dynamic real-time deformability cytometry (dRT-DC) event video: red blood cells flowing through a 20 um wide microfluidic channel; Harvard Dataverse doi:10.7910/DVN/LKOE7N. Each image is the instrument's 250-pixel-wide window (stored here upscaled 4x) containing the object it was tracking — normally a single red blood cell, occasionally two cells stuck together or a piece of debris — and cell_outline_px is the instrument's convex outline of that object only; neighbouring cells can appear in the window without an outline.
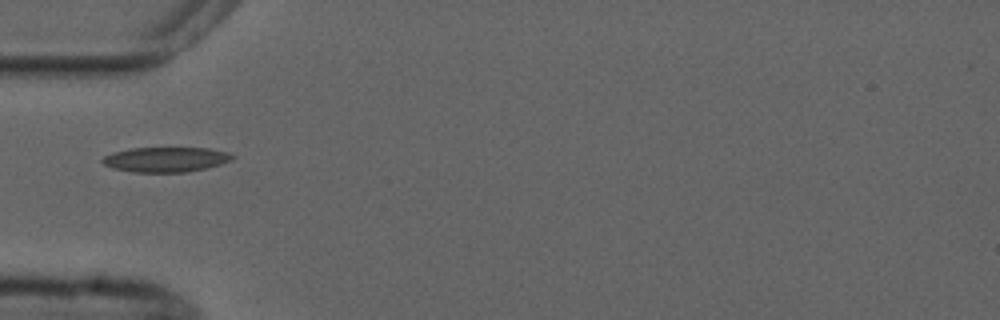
{"species": "common noctule bat (a hibernating species)", "species_latin": "Nyctalus noctula", "temperature_condition": "cold", "stored_images_in_passage": 1, "camera_frame_rate_fps": 3000, "um_per_image_px": 0.085, "animal": {"sex": "male", "forearm_length_mm": 52.5}, "frame": {"image": 1, "passage_image": 1, "time_ms": 0.0, "image_size_px": [1000, 320], "cell_outline_px": [[236, 156], [232, 160], [220, 164], [204, 168], [184, 172], [132, 172], [112, 168], [104, 164], [100, 160], [104, 156], [112, 152], [132, 148], [208, 148], [228, 152]], "centroid_in_image_um": [14.07, 13.55], "position_along_channel_um": 70.9, "area_um2": 18.84}}